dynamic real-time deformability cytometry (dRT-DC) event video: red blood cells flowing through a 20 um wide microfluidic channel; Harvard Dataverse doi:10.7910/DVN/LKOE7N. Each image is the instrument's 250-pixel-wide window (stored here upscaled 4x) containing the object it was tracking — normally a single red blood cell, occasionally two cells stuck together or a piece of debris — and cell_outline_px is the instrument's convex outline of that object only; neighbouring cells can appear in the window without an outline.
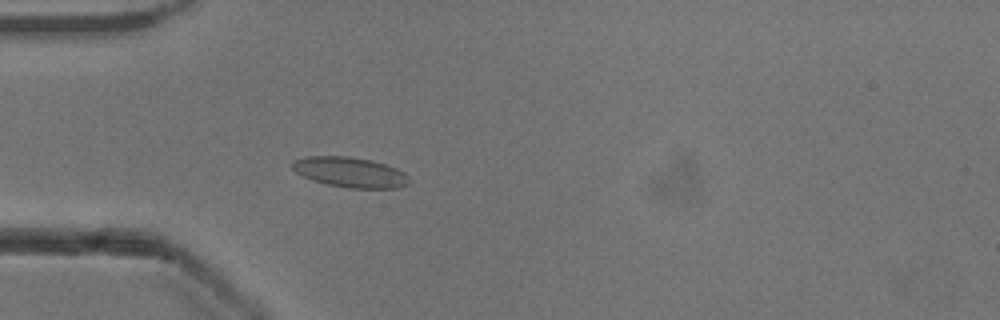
{"species": "common noctule bat (a hibernating species)", "species_latin": "Nyctalus noctula", "temperature_condition": "cold", "stored_images_in_passage": 47, "camera_frame_rate_fps": 3000, "um_per_image_px": 0.085, "animal": {"sex": "male", "body_mass_g": 13.3}, "frame": {"image": 1, "passage_image": 10, "time_ms": 3.0, "image_size_px": [1000, 320], "cell_outline_px": [[412, 180], [408, 184], [400, 188], [348, 188], [328, 184], [312, 180], [296, 172], [292, 168], [292, 160], [308, 156], [348, 156], [372, 160], [396, 168], [404, 172]], "centroid_in_image_um": [29.78, 14.64], "position_along_channel_um": 55.2, "area_um2": 20.63}}
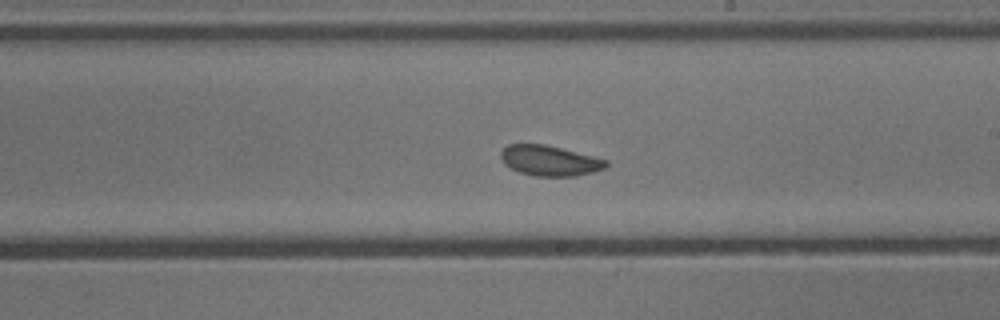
{"frame": {"image": 2, "passage_image": 25, "time_ms": 8.0, "image_size_px": [1000, 320], "cell_outline_px": [[608, 164], [604, 168], [592, 172], [576, 176], [536, 176], [520, 172], [504, 164], [500, 156], [500, 152], [508, 144], [544, 144], [608, 160]], "centroid_in_image_um": [46.7, 13.65], "position_along_channel_um": 242.3, "area_um2": 18.38}}
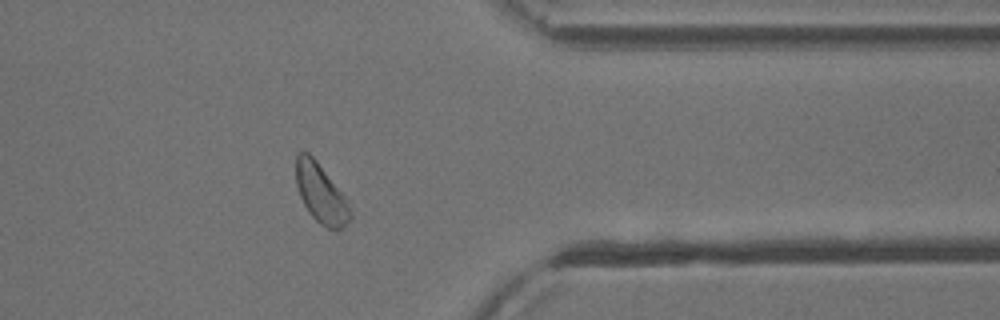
{"frame": {"image": 3, "passage_image": 37, "time_ms": 12.0, "image_size_px": [1000, 320], "cell_outline_px": [[352, 216], [340, 228], [328, 228], [320, 224], [312, 216], [304, 204], [300, 196], [296, 184], [296, 156], [300, 152], [308, 152], [316, 160], [344, 196], [352, 212]], "centroid_in_image_um": [27.25, 16.43], "position_along_channel_um": 384.2, "area_um2": 18.15}, "authors_computed_cell_mechanics": {"area_um2": 19.4786, "velocity_mm_per_s": 3.873, "shape_relaxation_time_tau1_ms": 2.1675, "shape_relaxation_time_tau2_ms": 3.6174, "deformation_change_tau1": 0.0511, "deformation_change_tau2": 0.0704}}